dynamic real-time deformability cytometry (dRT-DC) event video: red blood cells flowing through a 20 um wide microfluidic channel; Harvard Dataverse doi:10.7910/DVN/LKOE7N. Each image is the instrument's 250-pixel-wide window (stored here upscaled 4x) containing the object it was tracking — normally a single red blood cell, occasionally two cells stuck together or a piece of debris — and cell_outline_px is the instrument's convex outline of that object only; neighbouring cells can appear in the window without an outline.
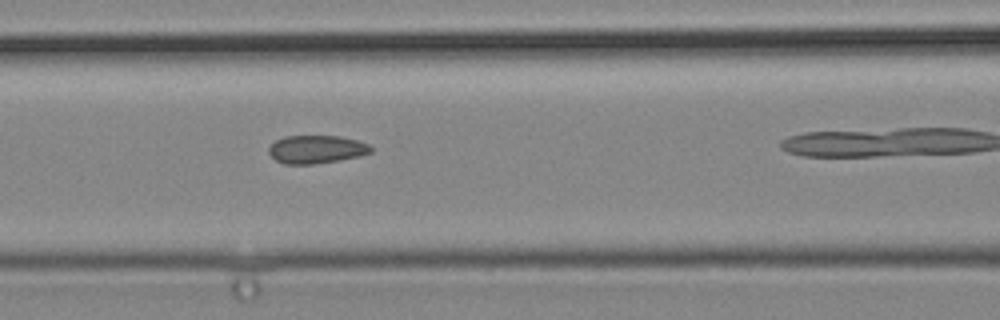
{"species": "common noctule bat (a hibernating species)", "species_latin": "Nyctalus noctula", "temperature_condition": "cold", "stored_images_in_passage": 31, "camera_frame_rate_fps": 3000, "um_per_image_px": 0.085, "animal": {"sex": "male", "body_mass_g": 19.2, "forearm_length_mm": 51.8}, "frame": {"image": 1, "passage_image": 18, "time_ms": 5.667, "image_size_px": [1000, 320], "cell_outline_px": [[372, 152], [360, 156], [340, 160], [316, 164], [284, 164], [276, 160], [268, 152], [268, 148], [276, 140], [284, 136], [340, 136], [356, 140], [368, 144], [372, 148]], "centroid_in_image_um": [26.89, 12.7], "position_along_channel_um": 139.7, "area_um2": 16.76}}